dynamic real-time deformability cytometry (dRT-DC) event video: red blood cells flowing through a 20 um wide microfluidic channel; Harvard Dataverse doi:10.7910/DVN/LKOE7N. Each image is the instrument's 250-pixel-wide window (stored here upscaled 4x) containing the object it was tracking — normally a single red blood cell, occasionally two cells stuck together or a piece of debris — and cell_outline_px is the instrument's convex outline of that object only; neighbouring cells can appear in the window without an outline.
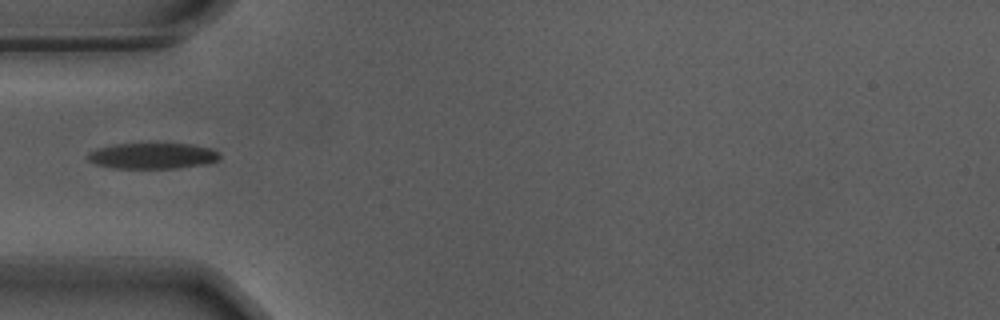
{"species": "Egyptian fruit bat (a non-hibernating species)", "species_latin": "Rousettus aegyptiacus", "temperature_condition": "warm", "stored_images_in_passage": 31, "camera_frame_rate_fps": 3000, "um_per_image_px": 0.085, "animal": {"sex": "male"}, "frame": {"image": 1, "passage_image": 1, "time_ms": 0.0, "image_size_px": [1000, 320], "cell_outline_px": [[220, 156], [216, 160], [204, 164], [176, 168], [112, 168], [96, 164], [88, 160], [88, 152], [100, 148], [116, 144], [192, 144], [212, 148]], "centroid_in_image_um": [12.95, 13.25], "position_along_channel_um": 72.0, "area_um2": 19.59}}
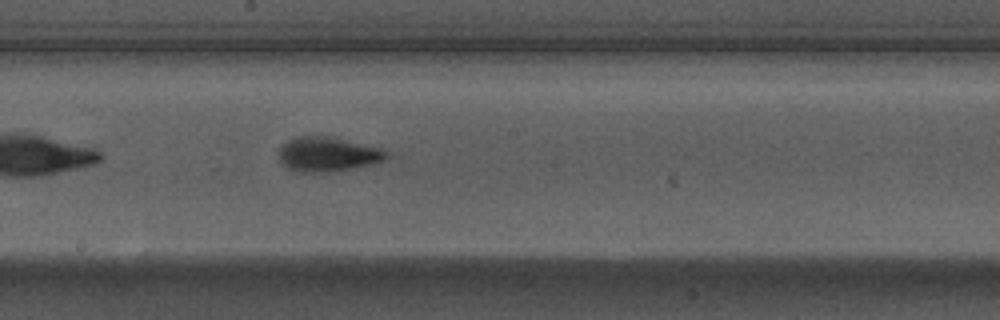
{"frame": {"image": 2, "passage_image": 13, "time_ms": 4.0, "image_size_px": [1000, 320], "cell_outline_px": [[392, 156], [384, 160], [372, 164], [352, 168], [328, 172], [300, 172], [288, 168], [280, 160], [280, 148], [288, 140], [296, 136], [328, 136], [380, 148], [388, 152]], "centroid_in_image_um": [27.88, 13.11], "position_along_channel_um": 220.3, "area_um2": 21.44}}
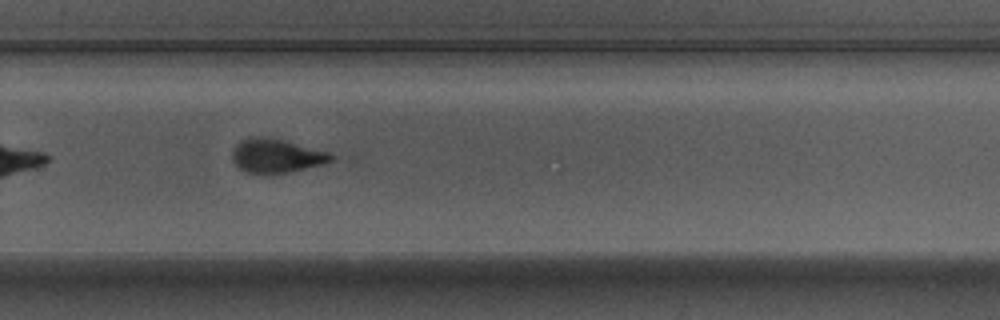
{"frame": {"image": 3, "passage_image": 20, "time_ms": 6.333, "image_size_px": [1000, 320], "cell_outline_px": [[336, 160], [324, 164], [288, 172], [264, 176], [260, 176], [244, 172], [232, 160], [232, 152], [236, 144], [240, 140], [252, 136], [256, 136], [280, 140], [332, 152], [336, 156]], "centroid_in_image_um": [23.5, 13.28], "position_along_channel_um": 306.3, "area_um2": 20.0}}